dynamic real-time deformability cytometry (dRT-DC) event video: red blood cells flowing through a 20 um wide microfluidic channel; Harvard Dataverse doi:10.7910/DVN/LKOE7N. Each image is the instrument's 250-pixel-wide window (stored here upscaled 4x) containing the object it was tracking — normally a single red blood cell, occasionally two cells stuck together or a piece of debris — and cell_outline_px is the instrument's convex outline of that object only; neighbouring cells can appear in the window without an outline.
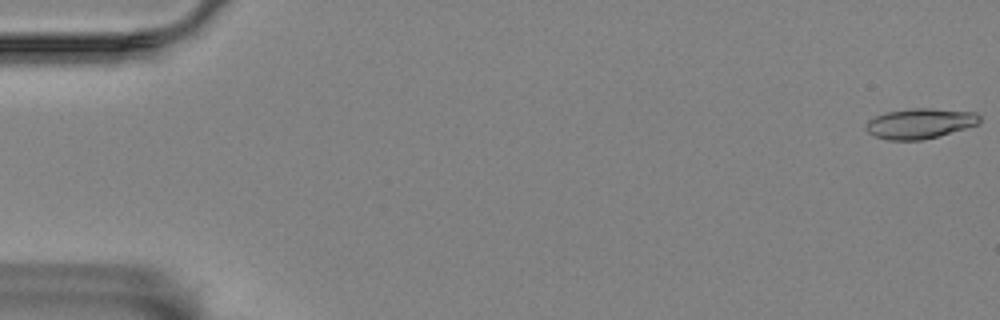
{"species": "Egyptian fruit bat (a non-hibernating species)", "species_latin": "Rousettus aegyptiacus", "temperature_condition": "room temperature", "stored_images_in_passage": 7, "camera_frame_rate_fps": 3000, "um_per_image_px": 0.085, "animal": {"sex": "female"}, "frame": {"image": 1, "passage_image": 1, "time_ms": 0.0, "image_size_px": [1000, 320], "cell_outline_px": [[980, 124], [936, 136], [920, 140], [888, 140], [876, 136], [868, 132], [864, 128], [864, 124], [868, 120], [884, 112], [912, 108], [928, 108], [976, 112], [980, 116]], "centroid_in_image_um": [78.17, 10.48], "position_along_channel_um": 6.8, "area_um2": 20.0}}